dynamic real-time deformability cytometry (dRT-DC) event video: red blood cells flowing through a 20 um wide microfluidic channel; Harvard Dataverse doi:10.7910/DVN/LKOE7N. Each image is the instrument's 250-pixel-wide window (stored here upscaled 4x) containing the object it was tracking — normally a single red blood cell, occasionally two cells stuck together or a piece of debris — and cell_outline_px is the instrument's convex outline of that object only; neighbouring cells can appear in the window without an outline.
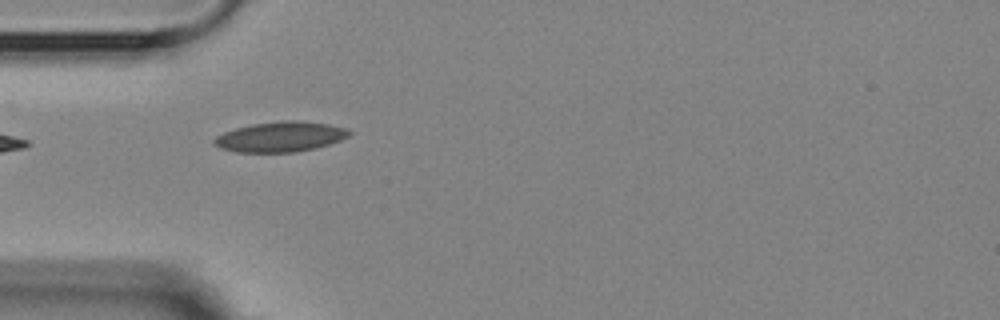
{"species": "Egyptian fruit bat (a non-hibernating species)", "species_latin": "Rousettus aegyptiacus", "temperature_condition": "room temperature", "stored_images_in_passage": 9, "camera_frame_rate_fps": 3000, "um_per_image_px": 0.085, "animal": {"sex": "female"}, "frame": {"image": 1, "passage_image": 4, "time_ms": 3.333, "image_size_px": [1000, 320], "cell_outline_px": [[352, 132], [348, 136], [340, 140], [328, 144], [296, 152], [236, 152], [220, 148], [212, 144], [212, 140], [216, 136], [224, 132], [236, 128], [252, 124], [284, 120], [300, 120], [328, 124], [348, 128]], "centroid_in_image_um": [23.81, 11.62], "position_along_channel_um": 61.2, "area_um2": 23.76}}
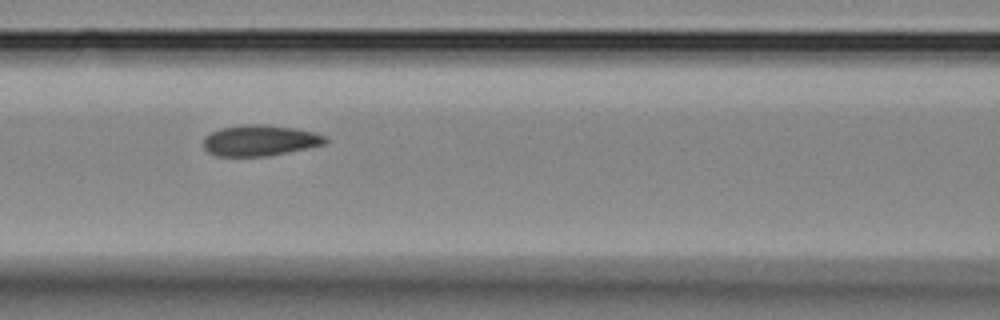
{"frame": {"image": 2, "passage_image": 6, "time_ms": 5.667, "image_size_px": [1000, 320], "cell_outline_px": [[328, 140], [324, 144], [308, 148], [268, 156], [216, 156], [208, 152], [204, 148], [204, 136], [220, 128], [244, 124], [264, 124], [292, 128], [312, 132], [328, 136]], "centroid_in_image_um": [22.08, 11.94], "position_along_channel_um": 144.5, "area_um2": 21.96}}
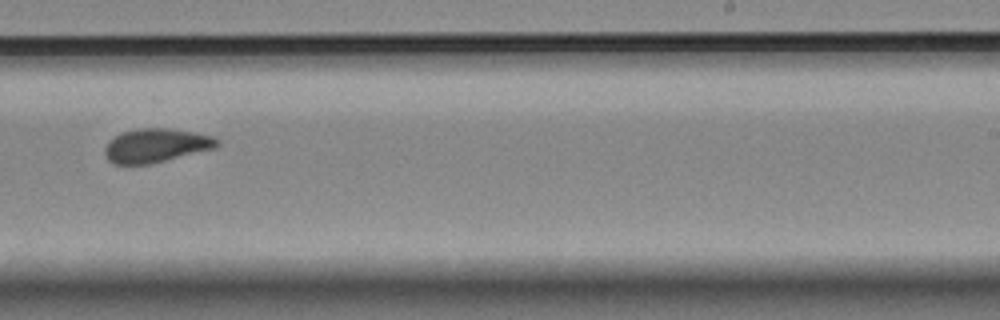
{"frame": {"image": 3, "passage_image": 9, "time_ms": 9.333, "image_size_px": [1000, 320], "cell_outline_px": [[220, 144], [216, 148], [148, 164], [112, 164], [108, 160], [104, 152], [104, 148], [108, 140], [120, 132], [136, 128], [164, 128], [192, 132], [212, 136], [220, 140]], "centroid_in_image_um": [13.22, 12.36], "position_along_channel_um": 275.8, "area_um2": 22.2}}